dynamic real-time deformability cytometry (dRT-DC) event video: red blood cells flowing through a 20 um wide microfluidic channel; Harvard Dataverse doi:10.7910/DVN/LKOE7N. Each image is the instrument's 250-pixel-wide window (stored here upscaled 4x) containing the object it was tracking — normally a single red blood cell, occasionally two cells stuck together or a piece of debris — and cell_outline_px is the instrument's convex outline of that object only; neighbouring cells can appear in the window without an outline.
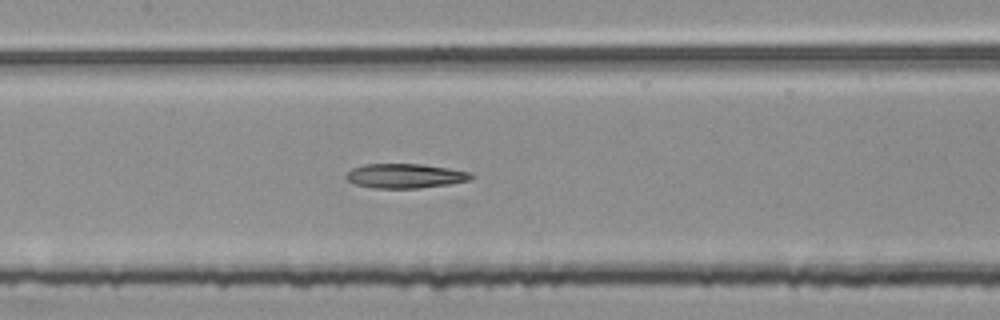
{"species": "common noctule bat (a hibernating species)", "species_latin": "Nyctalus noctula", "temperature_condition": "room temperature", "stored_images_in_passage": 54, "segment_of_instrument_passage": [2, 2], "camera_frame_rate_fps": 3000, "um_per_image_px": 0.085, "animal": {"sex": "female", "body_mass_g": 25.1}, "frame": {"image": 1, "passage_image": 26, "time_ms": 8.333, "image_size_px": [1000, 320], "cell_outline_px": [[476, 176], [468, 180], [448, 184], [420, 188], [372, 188], [356, 184], [348, 180], [344, 176], [352, 168], [364, 164], [424, 164], [472, 172]], "centroid_in_image_um": [34.45, 14.94], "position_along_channel_um": 173.0, "area_um2": 17.86}}
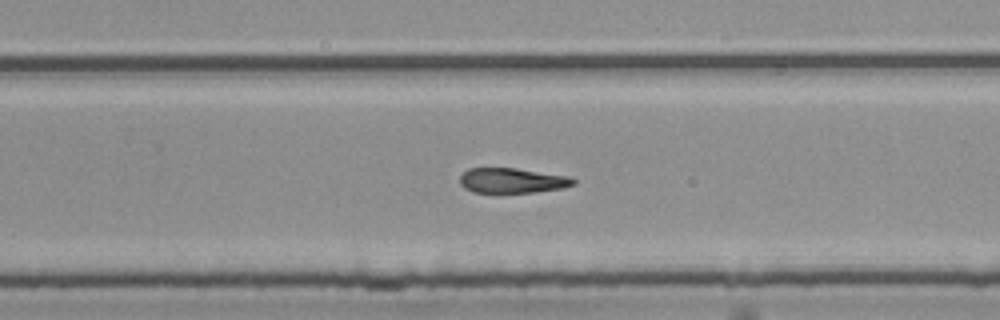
{"frame": {"image": 2, "passage_image": 35, "time_ms": 11.333, "image_size_px": [1000, 320], "cell_outline_px": [[576, 184], [564, 188], [536, 192], [472, 192], [464, 188], [460, 184], [460, 176], [468, 168], [516, 168], [568, 176], [576, 180]], "centroid_in_image_um": [43.55, 15.34], "position_along_channel_um": 286.3, "area_um2": 16.59}}
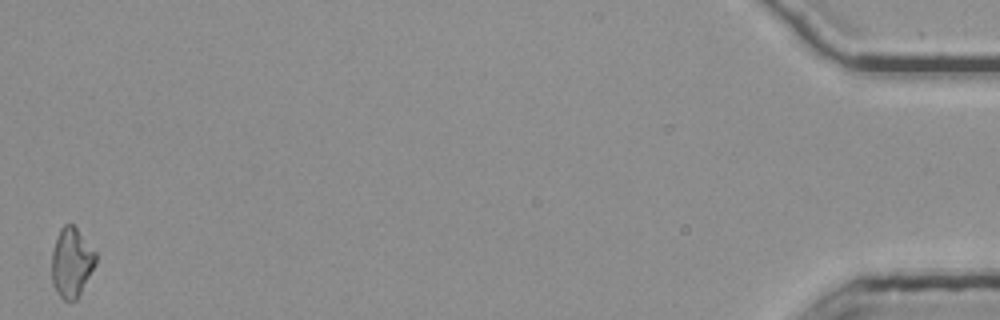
{"frame": {"image": 3, "passage_image": 54, "time_ms": 17.667, "image_size_px": [1000, 320], "cell_outline_px": [[96, 264], [76, 300], [64, 300], [60, 296], [52, 284], [52, 252], [60, 228], [64, 224], [72, 224], [76, 228], [96, 252]], "centroid_in_image_um": [6.08, 22.31], "position_along_channel_um": 429.1, "area_um2": 17.57}}